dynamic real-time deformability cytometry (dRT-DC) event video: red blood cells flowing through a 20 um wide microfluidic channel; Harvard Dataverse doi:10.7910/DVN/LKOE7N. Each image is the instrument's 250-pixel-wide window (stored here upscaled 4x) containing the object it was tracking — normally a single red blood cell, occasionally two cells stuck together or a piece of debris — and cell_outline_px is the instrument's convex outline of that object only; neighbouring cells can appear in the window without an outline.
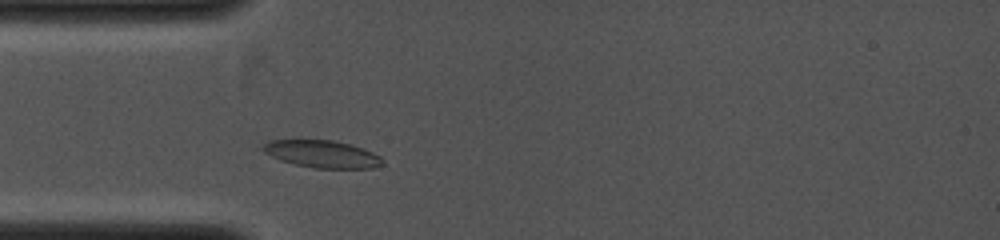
{"species": "common noctule bat (a hibernating species)", "species_latin": "Nyctalus noctula", "temperature_condition": "cold", "stored_images_in_passage": 12, "camera_frame_rate_fps": 4000, "um_per_image_px": 0.085, "animal": {"sex": "female", "body_mass_g": 19.0, "forearm_length_mm": 53.3}, "frame": {"image": 1, "passage_image": 3, "time_ms": 0.75, "image_size_px": [1000, 240], "cell_outline_px": [[384, 164], [376, 168], [316, 168], [296, 164], [280, 160], [264, 152], [260, 148], [268, 140], [332, 140], [348, 144], [372, 152], [380, 156], [384, 160]], "centroid_in_image_um": [27.38, 13.1], "position_along_channel_um": 57.6, "area_um2": 18.9}}
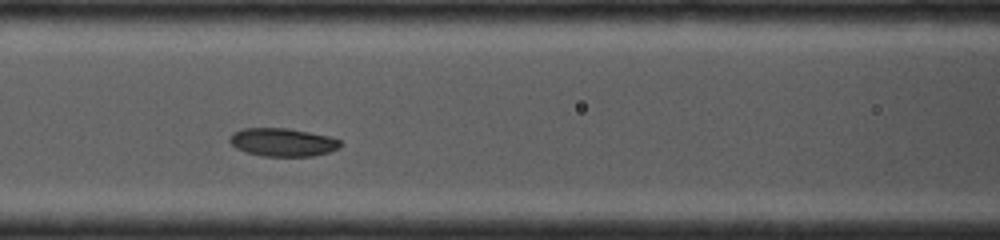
{"frame": {"image": 2, "passage_image": 9, "time_ms": 2.5, "image_size_px": [1000, 240], "cell_outline_px": [[344, 144], [340, 148], [328, 152], [312, 156], [264, 156], [248, 152], [236, 148], [228, 140], [236, 132], [244, 128], [288, 128], [328, 136], [340, 140]], "centroid_in_image_um": [24.08, 12.09], "position_along_channel_um": 142.5, "area_um2": 17.98}}
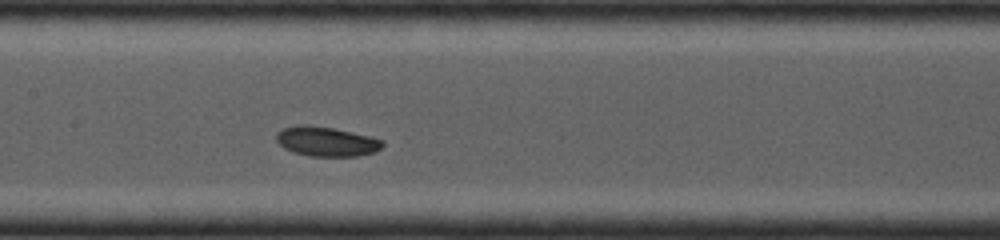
{"frame": {"image": 3, "passage_image": 12, "time_ms": 3.25, "image_size_px": [1000, 240], "cell_outline_px": [[384, 144], [376, 152], [360, 156], [312, 156], [292, 152], [284, 148], [276, 140], [276, 132], [284, 128], [296, 124], [304, 124], [332, 128], [368, 136], [384, 140]], "centroid_in_image_um": [27.73, 12.03], "position_along_channel_um": 179.7, "area_um2": 18.32}}